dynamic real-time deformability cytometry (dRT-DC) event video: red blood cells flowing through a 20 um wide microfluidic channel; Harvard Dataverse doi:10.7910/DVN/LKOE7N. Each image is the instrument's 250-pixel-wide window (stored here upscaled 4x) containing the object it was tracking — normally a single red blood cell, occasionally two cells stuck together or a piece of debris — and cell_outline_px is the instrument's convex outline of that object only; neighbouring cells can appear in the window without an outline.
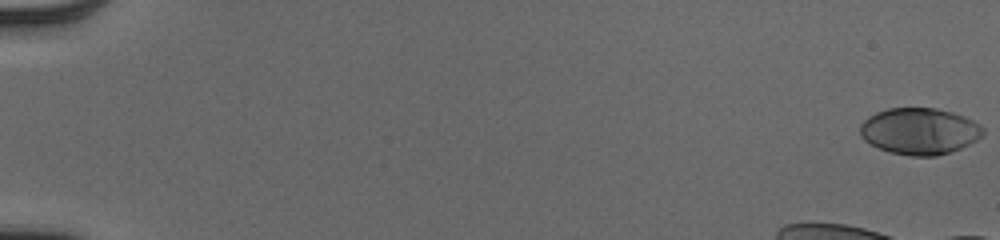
{"species": "human", "species_latin": "Homo sapiens", "temperature_condition": "cold", "stored_images_in_passage": 43, "camera_frame_rate_fps": 3000, "um_per_image_px": 0.085, "donor": {"sex": "male"}, "frame": {"image": 1, "passage_image": 1, "time_ms": 0.0, "image_size_px": [1000, 240], "cell_outline_px": [[984, 132], [976, 140], [960, 148], [936, 156], [912, 156], [888, 152], [864, 140], [860, 136], [860, 124], [868, 116], [876, 112], [888, 108], [936, 108], [952, 112], [964, 116], [980, 124], [984, 128]], "centroid_in_image_um": [78.14, 11.14], "position_along_channel_um": 6.9, "area_um2": 33.29}}